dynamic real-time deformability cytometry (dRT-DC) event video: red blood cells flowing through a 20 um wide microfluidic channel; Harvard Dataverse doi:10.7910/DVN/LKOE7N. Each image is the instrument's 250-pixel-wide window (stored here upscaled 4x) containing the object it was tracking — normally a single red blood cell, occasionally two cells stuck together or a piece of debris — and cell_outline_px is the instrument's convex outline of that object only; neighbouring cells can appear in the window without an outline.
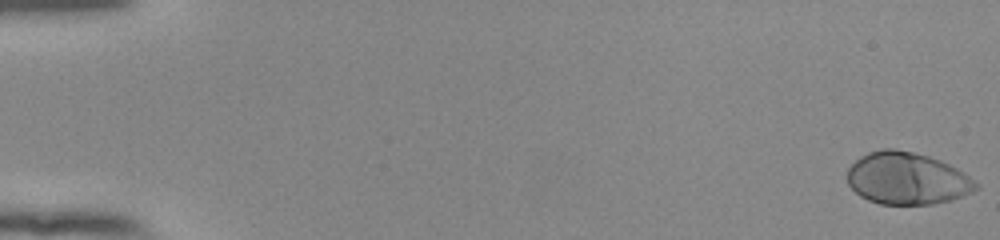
{"species": "human", "species_latin": "Homo sapiens", "temperature_condition": "room temperature", "stored_images_in_passage": 55, "camera_frame_rate_fps": 3000, "um_per_image_px": 0.085, "donor": {"sex": "female"}, "frame": {"image": 1, "passage_image": 1, "time_ms": 0.0, "image_size_px": [1000, 240], "cell_outline_px": [[980, 188], [972, 192], [952, 200], [932, 204], [880, 204], [868, 200], [860, 196], [848, 184], [848, 168], [860, 156], [868, 152], [884, 148], [892, 148], [912, 152], [928, 156], [940, 160], [964, 172], [980, 184]], "centroid_in_image_um": [77.12, 15.17], "position_along_channel_um": 7.9, "area_um2": 39.19}}
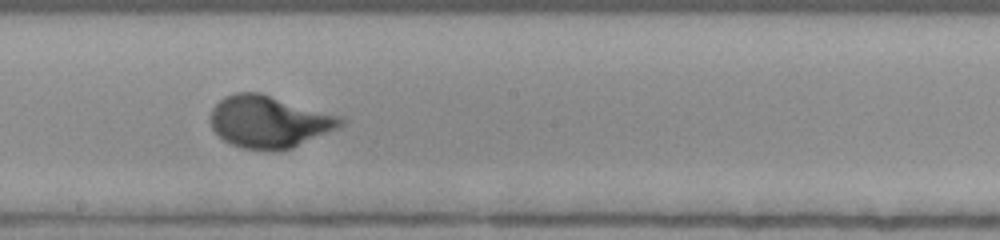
{"frame": {"image": 2, "passage_image": 32, "time_ms": 10.333, "image_size_px": [1000, 240], "cell_outline_px": [[344, 124], [340, 128], [292, 148], [244, 148], [232, 144], [224, 140], [212, 128], [208, 120], [212, 108], [224, 96], [236, 92], [260, 92], [340, 116], [344, 120]], "centroid_in_image_um": [22.86, 10.31], "position_along_channel_um": 225.3, "area_um2": 39.13}}
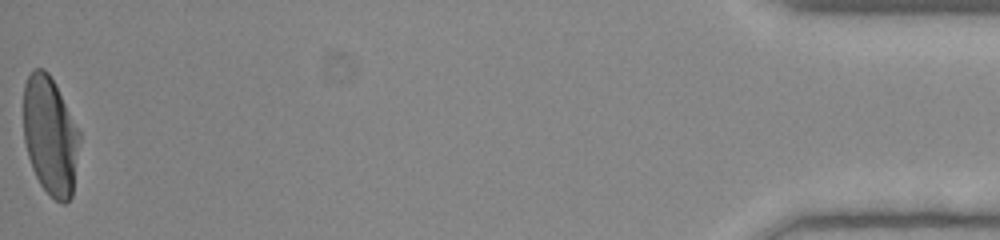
{"frame": {"image": 3, "passage_image": 55, "time_ms": 18.0, "image_size_px": [1000, 240], "cell_outline_px": [[80, 140], [72, 196], [64, 204], [60, 204], [40, 184], [32, 168], [28, 156], [24, 140], [24, 84], [32, 68], [44, 68], [48, 72], [80, 132]], "centroid_in_image_um": [4.26, 11.54], "position_along_channel_um": 430.9, "area_um2": 38.44}, "authors_computed_cell_mechanics": {"area_um2": 38.2058, "velocity_mm_per_s": 3.8458, "shape_relaxation_time_tau1_ms": 3.6415, "shape_relaxation_time_tau2_ms": null, "deformation_change_tau1": 0.2155, "deformation_change_tau2": null}}